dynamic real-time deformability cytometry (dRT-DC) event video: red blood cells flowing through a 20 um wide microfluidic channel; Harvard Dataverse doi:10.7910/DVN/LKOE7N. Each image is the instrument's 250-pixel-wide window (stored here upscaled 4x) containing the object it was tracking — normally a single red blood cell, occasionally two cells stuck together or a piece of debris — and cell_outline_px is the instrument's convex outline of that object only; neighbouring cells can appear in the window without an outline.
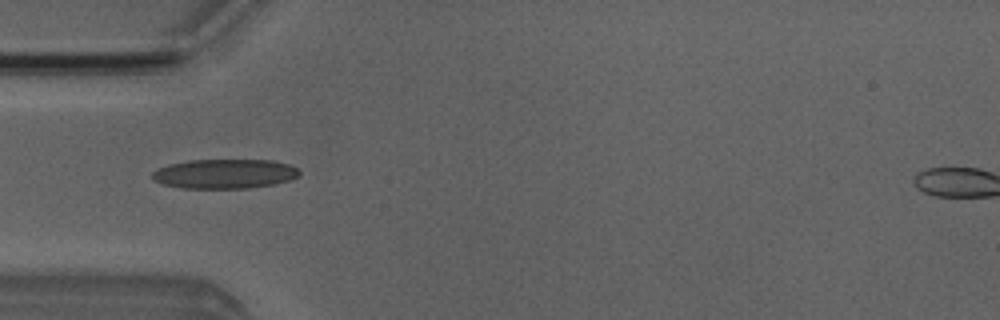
{"species": "Egyptian fruit bat (a non-hibernating species)", "species_latin": "Rousettus aegyptiacus", "temperature_condition": "room temperature", "stored_images_in_passage": 4, "camera_frame_rate_fps": 3000, "um_per_image_px": 0.085, "animal": {"sex": "male"}, "frame": {"image": 1, "passage_image": 4, "time_ms": 3.333, "image_size_px": [1000, 320], "cell_outline_px": [[300, 172], [292, 180], [272, 184], [248, 188], [180, 188], [164, 184], [152, 180], [152, 172], [168, 164], [188, 160], [272, 160], [288, 164], [296, 168]], "centroid_in_image_um": [19.07, 14.77], "position_along_channel_um": 65.9, "area_um2": 25.2}}